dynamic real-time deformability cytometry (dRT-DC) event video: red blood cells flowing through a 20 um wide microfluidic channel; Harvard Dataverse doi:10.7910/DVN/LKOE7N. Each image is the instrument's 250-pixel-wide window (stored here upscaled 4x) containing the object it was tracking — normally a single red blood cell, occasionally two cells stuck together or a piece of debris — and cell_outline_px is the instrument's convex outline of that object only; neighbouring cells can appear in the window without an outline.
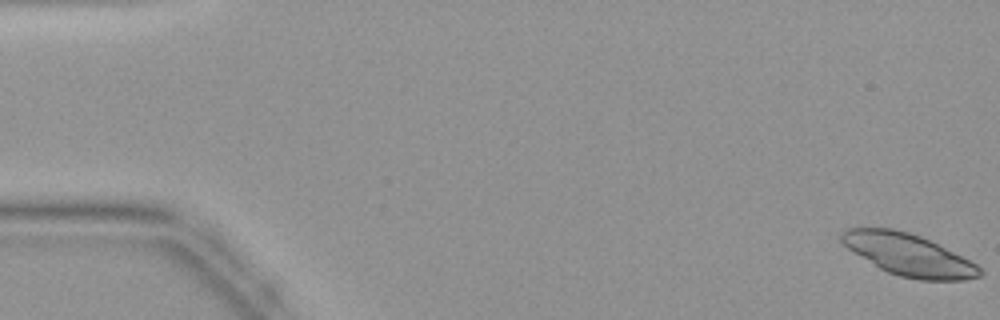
{"species": "common noctule bat (a hibernating species)", "species_latin": "Nyctalus noctula", "temperature_condition": "warm", "stored_images_in_passage": 12, "camera_frame_rate_fps": 3000, "um_per_image_px": 0.085, "animal": {"sex": "female", "body_mass_g": 19.9}, "frame": {"image": 1, "passage_image": 1, "time_ms": 0.0, "image_size_px": [1000, 320], "cell_outline_px": [[984, 272], [980, 276], [964, 280], [920, 280], [900, 276], [888, 272], [880, 268], [852, 252], [840, 240], [840, 232], [848, 228], [892, 228], [908, 232], [920, 236], [976, 264]], "centroid_in_image_um": [77.18, 21.65], "position_along_channel_um": 7.8, "area_um2": 33.23}}